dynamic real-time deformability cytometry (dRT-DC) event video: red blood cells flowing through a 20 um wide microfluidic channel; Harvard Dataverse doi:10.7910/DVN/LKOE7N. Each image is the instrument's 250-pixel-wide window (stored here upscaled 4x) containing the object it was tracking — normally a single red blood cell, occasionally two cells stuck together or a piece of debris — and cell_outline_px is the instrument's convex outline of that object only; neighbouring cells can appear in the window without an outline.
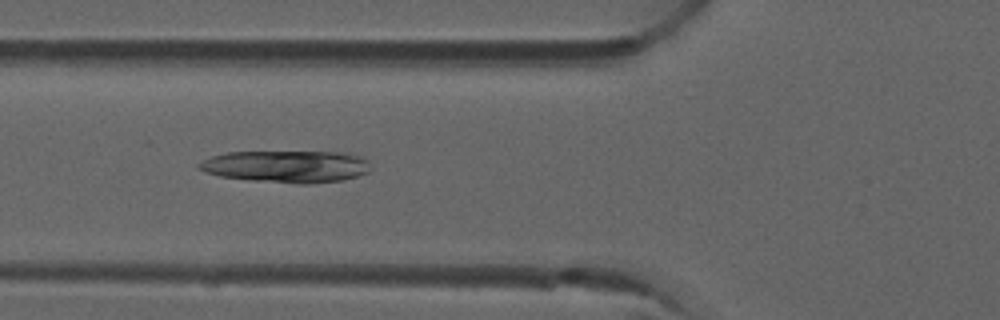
{"species": "common noctule bat (a hibernating species)", "species_latin": "Nyctalus noctula", "temperature_condition": "room temperature", "stored_images_in_passage": 7, "camera_frame_rate_fps": 3000, "um_per_image_px": 0.085, "animal": {"sex": "male", "forearm_length_mm": 52.5}, "frame": {"image": 1, "passage_image": 5, "time_ms": 1.333, "image_size_px": [1000, 320], "cell_outline_px": [[368, 172], [344, 180], [312, 184], [300, 184], [248, 180], [220, 176], [204, 172], [196, 168], [196, 164], [212, 156], [228, 152], [348, 152], [364, 156], [368, 160]], "centroid_in_image_um": [24.36, 14.15], "position_along_channel_um": 101.4, "area_um2": 32.43}}
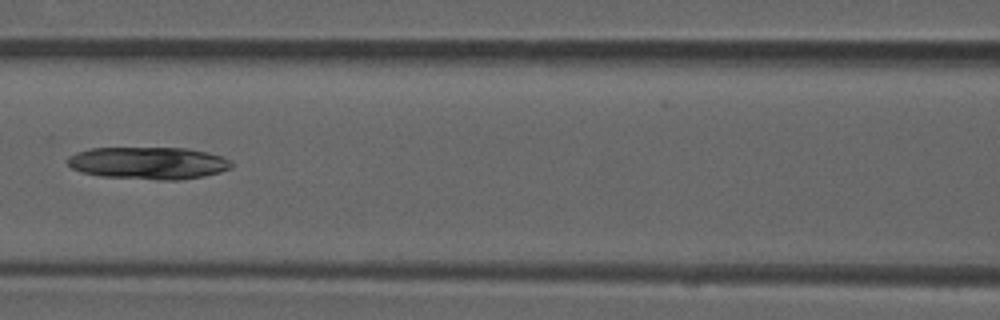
{"frame": {"image": 2, "passage_image": 6, "time_ms": 1.667, "image_size_px": [1000, 320], "cell_outline_px": [[232, 168], [220, 172], [204, 176], [180, 180], [156, 180], [100, 176], [80, 172], [72, 168], [68, 164], [68, 156], [76, 152], [92, 148], [188, 148], [208, 152], [232, 160]], "centroid_in_image_um": [12.63, 13.86], "position_along_channel_um": 154.0, "area_um2": 31.1}}
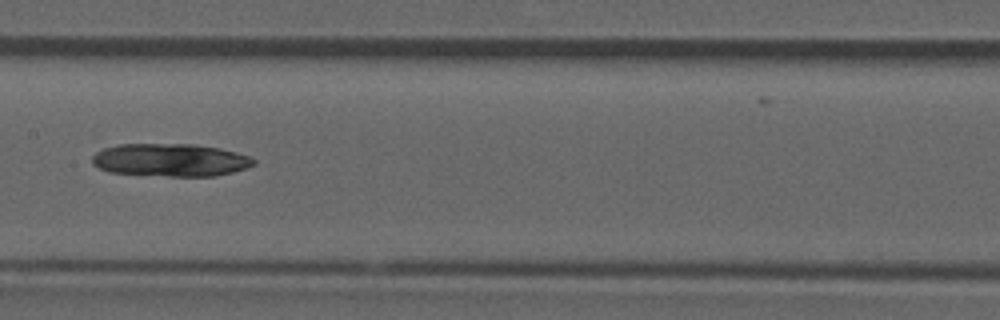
{"frame": {"image": 3, "passage_image": 7, "time_ms": 2.0, "image_size_px": [1000, 320], "cell_outline_px": [[256, 164], [232, 172], [216, 176], [168, 176], [108, 172], [92, 164], [92, 156], [96, 152], [104, 148], [120, 144], [192, 144], [220, 148], [236, 152], [248, 156], [256, 160]], "centroid_in_image_um": [14.48, 13.6], "position_along_channel_um": 192.9, "area_um2": 30.87}}